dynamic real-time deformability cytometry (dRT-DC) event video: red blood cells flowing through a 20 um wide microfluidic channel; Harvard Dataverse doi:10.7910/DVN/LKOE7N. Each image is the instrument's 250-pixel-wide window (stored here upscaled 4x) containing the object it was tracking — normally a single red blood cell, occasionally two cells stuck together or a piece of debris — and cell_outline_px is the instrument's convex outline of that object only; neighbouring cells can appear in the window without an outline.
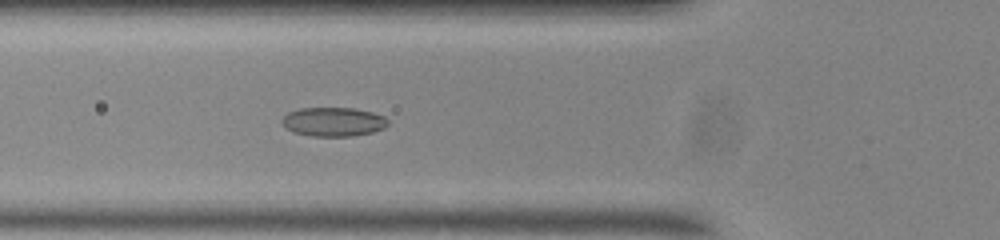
{"species": "common noctule bat (a hibernating species)", "species_latin": "Nyctalus noctula", "temperature_condition": "room temperature", "stored_images_in_passage": 55, "camera_frame_rate_fps": 3000, "um_per_image_px": 0.085, "animal": {"sex": "male", "body_mass_g": 20.0, "forearm_length_mm": 53.3}, "frame": {"image": 1, "passage_image": 19, "time_ms": 6.0, "image_size_px": [1000, 240], "cell_outline_px": [[388, 124], [384, 128], [372, 132], [352, 136], [312, 136], [292, 132], [280, 120], [288, 112], [300, 108], [356, 108], [372, 112], [384, 116], [388, 120]], "centroid_in_image_um": [28.34, 10.35], "position_along_channel_um": 97.5, "area_um2": 17.92}}
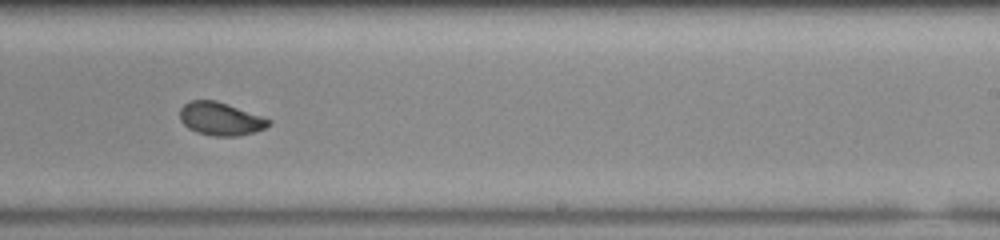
{"frame": {"image": 2, "passage_image": 33, "time_ms": 10.667, "image_size_px": [1000, 240], "cell_outline_px": [[272, 124], [264, 128], [252, 132], [236, 136], [212, 136], [196, 132], [188, 128], [180, 120], [180, 108], [184, 104], [192, 100], [216, 100], [272, 120]], "centroid_in_image_um": [18.72, 10.1], "position_along_channel_um": 270.3, "area_um2": 16.99}}
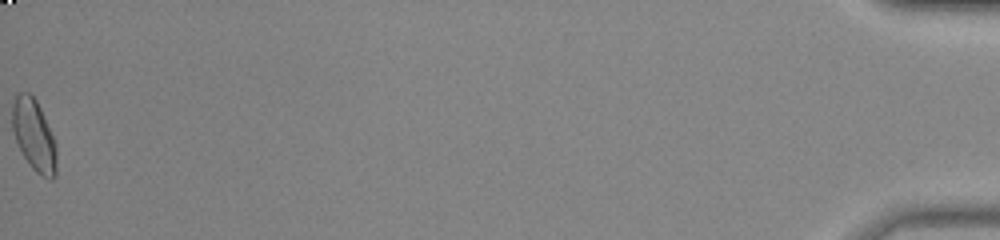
{"frame": {"image": 3, "passage_image": 55, "time_ms": 18.0, "image_size_px": [1000, 240], "cell_outline_px": [[56, 176], [52, 180], [48, 180], [36, 172], [28, 164], [16, 140], [12, 128], [12, 104], [16, 96], [20, 92], [28, 92], [36, 100], [40, 108], [56, 144]], "centroid_in_image_um": [2.89, 11.53], "position_along_channel_um": 432.3, "area_um2": 18.32}, "authors_computed_cell_mechanics": {"area_um2": 17.5134, "velocity_mm_per_s": 3.6988, "shape_relaxation_time_tau1_ms": 6.2362, "shape_relaxation_time_tau2_ms": 1.5649, "deformation_change_tau1": 0.1403, "deformation_change_tau2": 0.0492}}